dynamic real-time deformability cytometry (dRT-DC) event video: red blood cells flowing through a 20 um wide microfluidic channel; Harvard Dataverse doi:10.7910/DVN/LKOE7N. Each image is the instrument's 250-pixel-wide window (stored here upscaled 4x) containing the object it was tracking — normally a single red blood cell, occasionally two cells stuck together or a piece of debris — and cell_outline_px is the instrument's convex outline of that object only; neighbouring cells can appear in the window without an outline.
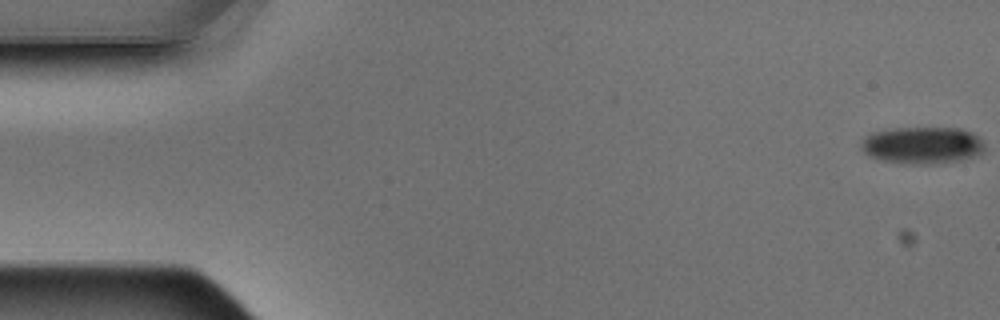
{"species": "Egyptian fruit bat (a non-hibernating species)", "species_latin": "Rousettus aegyptiacus", "temperature_condition": "warm", "stored_images_in_passage": 5, "camera_frame_rate_fps": 3000, "um_per_image_px": 0.085, "animal": {"sex": "male"}, "frame": {"image": 1, "passage_image": 1, "time_ms": 0.0, "image_size_px": [1000, 320], "cell_outline_px": [[984, 152], [976, 156], [960, 160], [932, 164], [904, 164], [884, 160], [868, 156], [860, 148], [860, 144], [864, 136], [868, 132], [892, 128], [960, 128], [972, 132], [980, 136], [984, 144]], "centroid_in_image_um": [78.38, 12.34], "position_along_channel_um": 6.6, "area_um2": 27.17}}
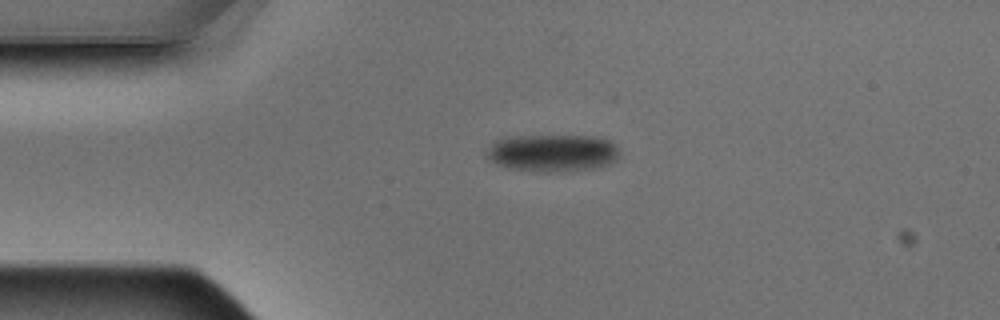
{"frame": {"image": 2, "passage_image": 4, "time_ms": 1.0, "image_size_px": [1000, 320], "cell_outline_px": [[620, 156], [616, 160], [608, 164], [596, 168], [572, 172], [548, 172], [512, 168], [488, 160], [488, 148], [496, 140], [520, 136], [596, 136], [612, 140], [620, 148]], "centroid_in_image_um": [47.1, 13.0], "position_along_channel_um": 37.9, "area_um2": 29.07}}